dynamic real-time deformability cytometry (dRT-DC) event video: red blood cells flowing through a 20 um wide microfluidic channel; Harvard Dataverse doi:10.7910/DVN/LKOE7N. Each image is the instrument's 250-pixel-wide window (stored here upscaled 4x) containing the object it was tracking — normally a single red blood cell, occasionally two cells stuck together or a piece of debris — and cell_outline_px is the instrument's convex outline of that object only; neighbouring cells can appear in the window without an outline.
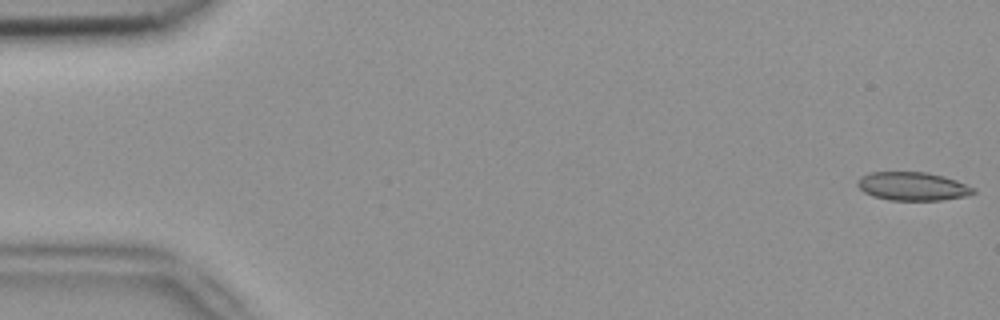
{"species": "common noctule bat (a hibernating species)", "species_latin": "Nyctalus noctula", "temperature_condition": "room temperature", "stored_images_in_passage": 3, "camera_frame_rate_fps": 3000, "um_per_image_px": 0.085, "animal": {"sex": "female", "body_mass_g": 18.4}, "frame": {"image": 1, "passage_image": 1, "time_ms": 0.0, "image_size_px": [1000, 320], "cell_outline_px": [[976, 192], [964, 196], [940, 200], [888, 200], [872, 196], [864, 192], [856, 184], [856, 180], [860, 176], [868, 172], [928, 172], [944, 176], [956, 180], [976, 188]], "centroid_in_image_um": [77.54, 15.82], "position_along_channel_um": 7.5, "area_um2": 19.36}}